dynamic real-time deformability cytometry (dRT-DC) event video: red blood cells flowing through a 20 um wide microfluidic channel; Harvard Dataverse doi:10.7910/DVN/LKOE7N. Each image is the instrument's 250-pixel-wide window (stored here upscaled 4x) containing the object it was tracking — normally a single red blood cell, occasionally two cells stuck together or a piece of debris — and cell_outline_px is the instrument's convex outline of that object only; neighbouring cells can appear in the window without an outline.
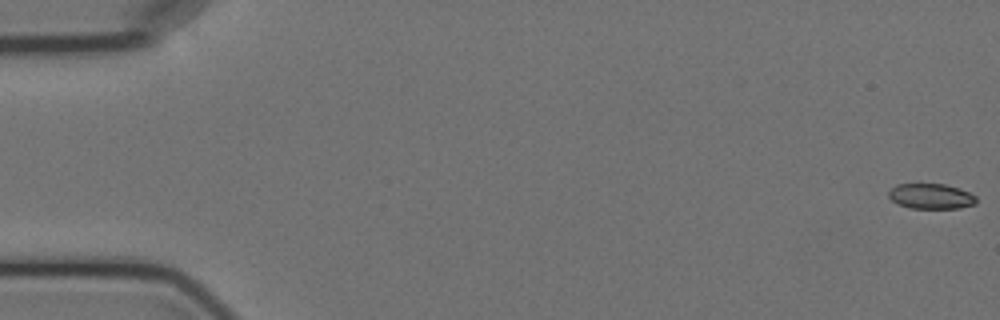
{"species": "Egyptian fruit bat (a non-hibernating species)", "species_latin": "Rousettus aegyptiacus", "temperature_condition": "cold", "stored_images_in_passage": 6, "camera_frame_rate_fps": 3000, "um_per_image_px": 0.085, "animal": {"sex": "female"}, "frame": {"image": 1, "passage_image": 1, "time_ms": 0.0, "image_size_px": [1000, 320], "cell_outline_px": [[976, 204], [960, 208], [912, 208], [896, 204], [888, 196], [888, 192], [896, 184], [944, 184], [960, 188], [976, 196]], "centroid_in_image_um": [79.13, 16.68], "position_along_channel_um": 5.9, "area_um2": 12.95}}
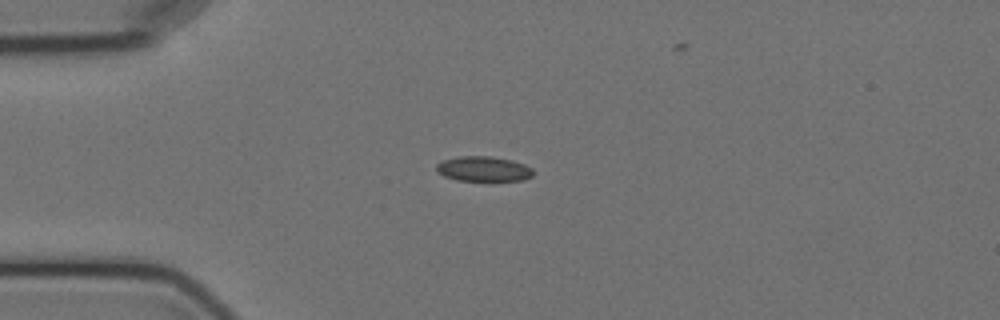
{"frame": {"image": 2, "passage_image": 5, "time_ms": 4.667, "image_size_px": [1000, 320], "cell_outline_px": [[532, 176], [524, 180], [456, 180], [444, 176], [436, 172], [436, 164], [444, 160], [456, 156], [492, 156], [512, 160], [524, 164], [532, 168]], "centroid_in_image_um": [41.07, 14.34], "position_along_channel_um": 43.9, "area_um2": 14.1}}